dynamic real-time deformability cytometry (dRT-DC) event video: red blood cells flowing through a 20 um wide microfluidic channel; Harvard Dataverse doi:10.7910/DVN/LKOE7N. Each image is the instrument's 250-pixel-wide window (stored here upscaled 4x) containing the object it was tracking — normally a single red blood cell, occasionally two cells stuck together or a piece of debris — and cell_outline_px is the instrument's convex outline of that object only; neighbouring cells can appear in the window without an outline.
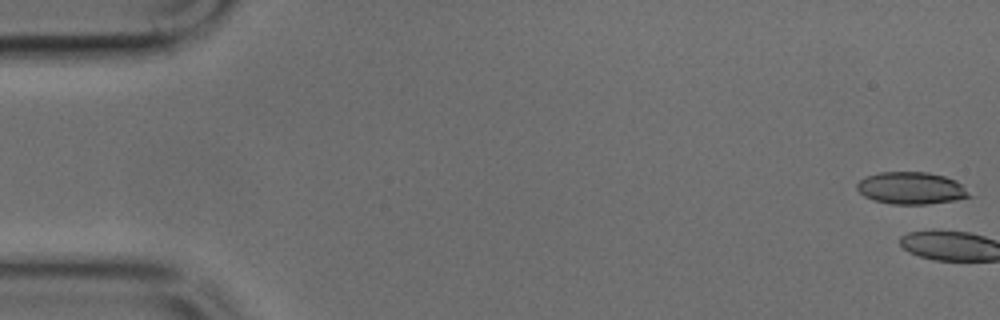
{"species": "common noctule bat (a hibernating species)", "species_latin": "Nyctalus noctula", "temperature_condition": "cold", "stored_images_in_passage": 3, "camera_frame_rate_fps": 3000, "um_per_image_px": 0.085, "animal": {"sex": "male", "body_mass_g": 17.9, "forearm_length_mm": 54.2}, "frame": {"image": 1, "passage_image": 1, "time_ms": 0.0, "image_size_px": [1000, 320], "cell_outline_px": [[972, 196], [952, 200], [924, 204], [892, 204], [872, 200], [864, 196], [856, 188], [856, 184], [864, 176], [880, 172], [928, 172], [944, 176], [956, 180]], "centroid_in_image_um": [77.39, 15.98], "position_along_channel_um": 7.6, "area_um2": 20.92}}